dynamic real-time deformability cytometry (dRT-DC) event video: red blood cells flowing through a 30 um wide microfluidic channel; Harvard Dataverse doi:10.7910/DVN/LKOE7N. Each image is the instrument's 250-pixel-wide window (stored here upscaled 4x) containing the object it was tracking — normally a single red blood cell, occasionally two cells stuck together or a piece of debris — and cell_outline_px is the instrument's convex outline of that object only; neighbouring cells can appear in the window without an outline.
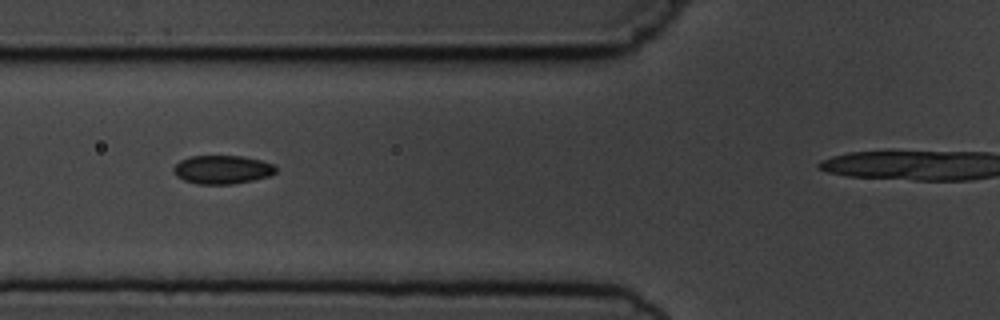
{"species": "common noctule bat (a hibernating species)", "species_latin": "Nyctalus noctula", "temperature_condition": "cold", "stored_images_in_passage": 8, "camera_frame_rate_fps": 3000, "um_per_image_px": 0.085, "animal": {"sex": "male", "body_mass_g": 19.5, "forearm_length_mm": 54.6}, "frame": {"image": 1, "passage_image": 4, "time_ms": 3.333, "image_size_px": [1000, 320], "cell_outline_px": [[276, 172], [272, 176], [232, 184], [196, 184], [184, 180], [176, 176], [172, 172], [172, 168], [180, 160], [192, 156], [244, 156], [276, 164]], "centroid_in_image_um": [18.91, 14.42], "position_along_channel_um": 106.9, "area_um2": 17.22}}
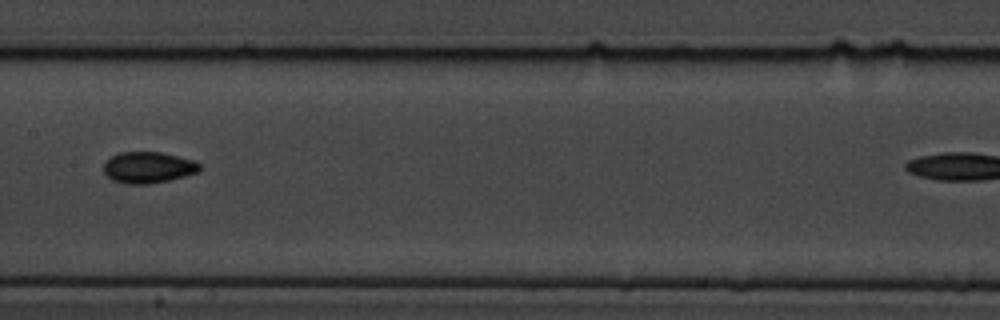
{"frame": {"image": 2, "passage_image": 6, "time_ms": 5.667, "image_size_px": [1000, 320], "cell_outline_px": [[200, 168], [196, 172], [184, 176], [168, 180], [148, 184], [124, 184], [112, 180], [104, 172], [104, 164], [112, 156], [120, 152], [160, 152], [196, 160], [200, 164]], "centroid_in_image_um": [12.59, 14.23], "position_along_channel_um": 194.8, "area_um2": 17.4}}
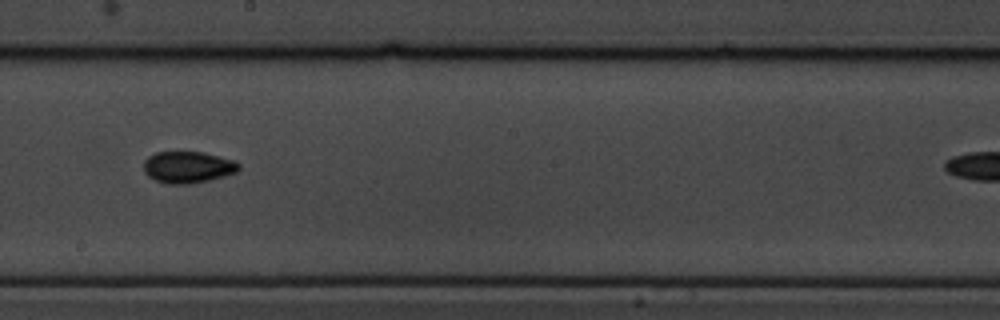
{"frame": {"image": 3, "passage_image": 7, "time_ms": 6.667, "image_size_px": [1000, 320], "cell_outline_px": [[240, 168], [236, 172], [224, 176], [208, 180], [188, 184], [168, 184], [156, 180], [148, 176], [144, 172], [144, 160], [148, 156], [156, 152], [204, 152], [232, 160], [240, 164]], "centroid_in_image_um": [15.95, 14.2], "position_along_channel_um": 232.3, "area_um2": 17.46}}